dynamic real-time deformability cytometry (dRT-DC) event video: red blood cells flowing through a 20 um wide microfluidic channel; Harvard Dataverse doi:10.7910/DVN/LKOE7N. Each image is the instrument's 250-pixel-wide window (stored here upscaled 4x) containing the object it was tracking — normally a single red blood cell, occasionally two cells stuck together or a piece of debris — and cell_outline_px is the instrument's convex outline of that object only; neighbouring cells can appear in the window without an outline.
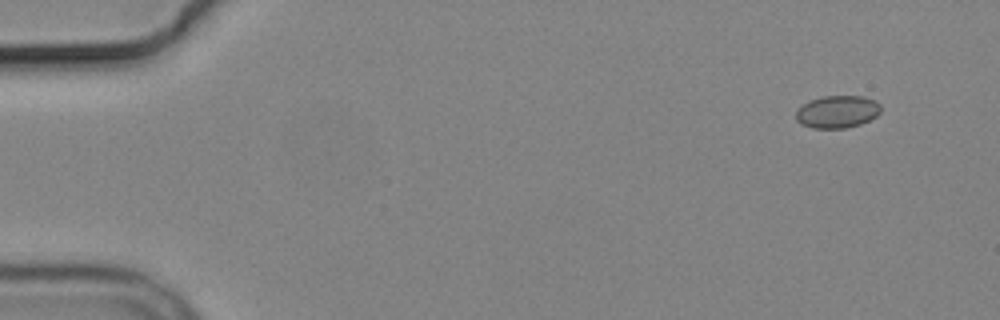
{"species": "common noctule bat (a hibernating species)", "species_latin": "Nyctalus noctula", "temperature_condition": "cold", "stored_images_in_passage": 4, "camera_frame_rate_fps": 3000, "um_per_image_px": 0.085, "animal": {"sex": "male", "body_mass_g": 19.2, "forearm_length_mm": 51.8}, "frame": {"image": 1, "passage_image": 1, "time_ms": 0.0, "image_size_px": [1000, 320], "cell_outline_px": [[880, 112], [876, 116], [860, 124], [844, 128], [812, 128], [800, 124], [796, 120], [796, 112], [808, 100], [824, 96], [860, 96], [876, 100], [880, 104]], "centroid_in_image_um": [71.16, 9.5], "position_along_channel_um": 13.8, "area_um2": 16.01}}
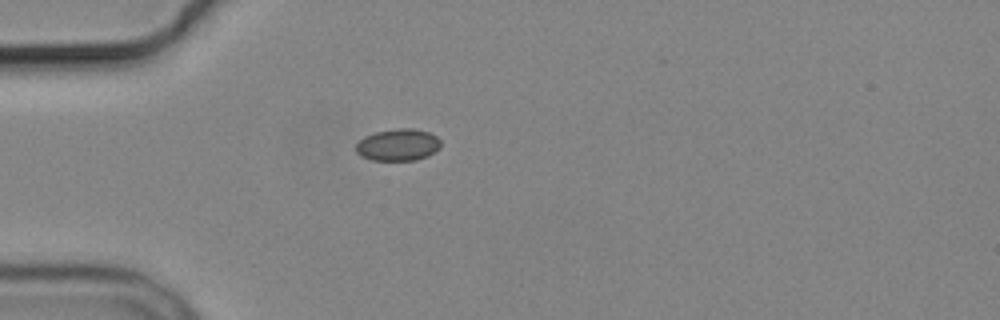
{"frame": {"image": 2, "passage_image": 4, "time_ms": 4.0, "image_size_px": [1000, 320], "cell_outline_px": [[440, 148], [428, 156], [416, 160], [372, 160], [360, 156], [356, 152], [356, 144], [364, 136], [376, 132], [396, 128], [412, 128], [428, 132], [436, 136], [440, 140]], "centroid_in_image_um": [33.83, 12.31], "position_along_channel_um": 51.2, "area_um2": 15.84}}